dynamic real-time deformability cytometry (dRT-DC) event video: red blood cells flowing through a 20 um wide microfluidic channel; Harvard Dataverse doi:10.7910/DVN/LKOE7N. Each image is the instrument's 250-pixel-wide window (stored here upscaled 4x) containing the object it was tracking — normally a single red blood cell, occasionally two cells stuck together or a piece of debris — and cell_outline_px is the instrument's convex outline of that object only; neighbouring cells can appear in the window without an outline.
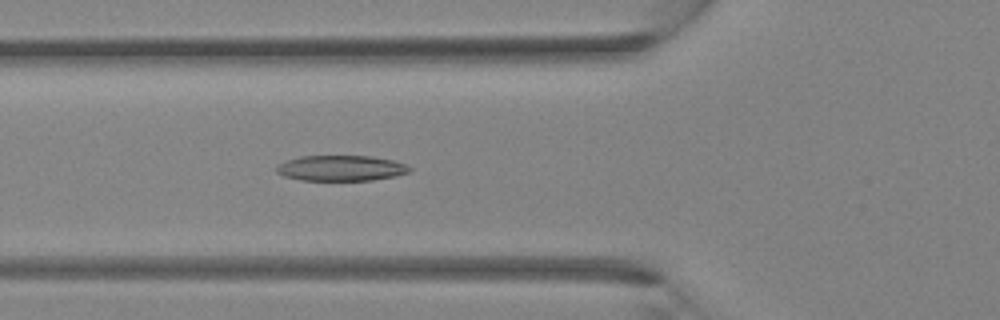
{"species": "Egyptian fruit bat (a non-hibernating species)", "species_latin": "Rousettus aegyptiacus", "temperature_condition": "room temperature", "stored_images_in_passage": 28, "camera_frame_rate_fps": 3000, "um_per_image_px": 0.085, "animal": {"sex": "female"}, "frame": {"image": 1, "passage_image": 4, "time_ms": 1.0, "image_size_px": [1000, 320], "cell_outline_px": [[412, 168], [408, 172], [396, 176], [372, 180], [300, 180], [284, 176], [276, 172], [276, 164], [284, 160], [300, 156], [372, 156], [392, 160], [404, 164]], "centroid_in_image_um": [28.93, 14.29], "position_along_channel_um": 96.9, "area_um2": 19.88}}
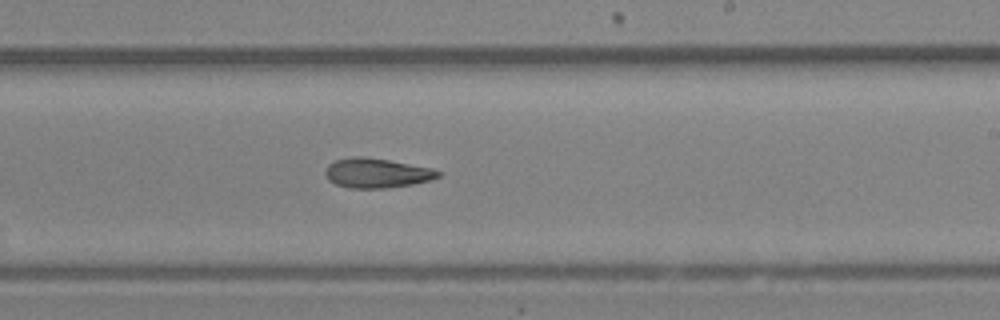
{"frame": {"image": 2, "passage_image": 13, "time_ms": 4.0, "image_size_px": [1000, 320], "cell_outline_px": [[440, 176], [432, 180], [412, 184], [388, 188], [348, 188], [336, 184], [328, 180], [324, 172], [328, 164], [336, 160], [352, 156], [364, 156], [388, 160], [432, 168], [440, 172]], "centroid_in_image_um": [32.0, 14.71], "position_along_channel_um": 257.0, "area_um2": 19.54}}
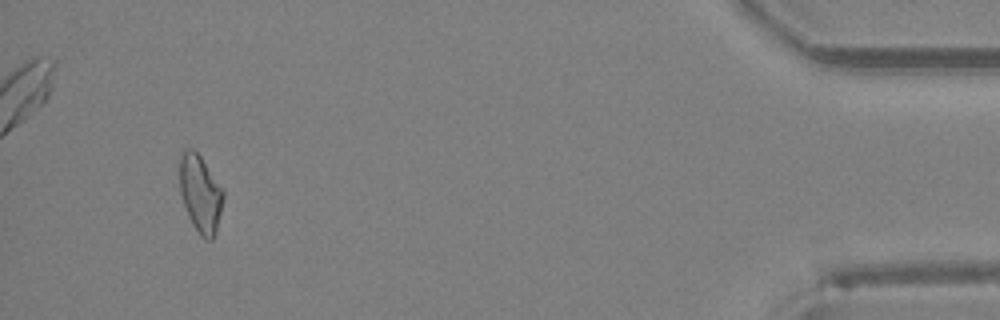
{"frame": {"image": 3, "passage_image": 26, "time_ms": 8.333, "image_size_px": [1000, 320], "cell_outline_px": [[224, 196], [216, 232], [212, 240], [204, 240], [200, 236], [192, 224], [188, 216], [180, 192], [180, 152], [184, 148], [192, 148], [200, 156], [224, 188]], "centroid_in_image_um": [17.04, 16.45], "position_along_channel_um": 418.2, "area_um2": 19.88}}